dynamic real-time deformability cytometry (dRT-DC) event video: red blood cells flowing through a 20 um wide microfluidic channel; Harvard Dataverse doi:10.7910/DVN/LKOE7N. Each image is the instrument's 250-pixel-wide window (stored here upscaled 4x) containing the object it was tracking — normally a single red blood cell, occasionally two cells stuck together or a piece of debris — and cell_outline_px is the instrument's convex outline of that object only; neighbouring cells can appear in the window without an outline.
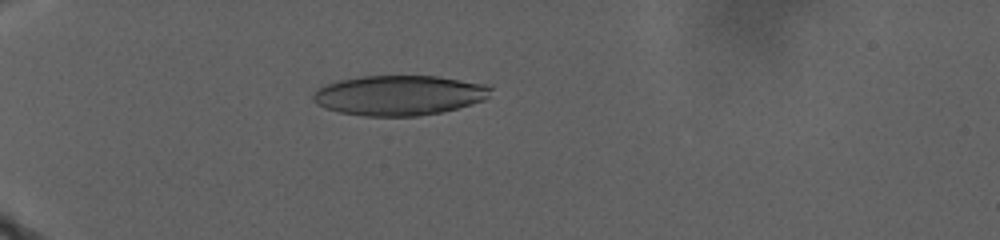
{"species": "human", "species_latin": "Homo sapiens", "temperature_condition": "warm", "stored_images_in_passage": 54, "camera_frame_rate_fps": 3000, "um_per_image_px": 0.085, "donor": {"sex": "male"}, "frame": {"image": 1, "passage_image": 16, "time_ms": 10.667, "image_size_px": [1000, 240], "cell_outline_px": [[492, 88], [488, 96], [484, 100], [472, 104], [440, 112], [420, 116], [364, 116], [340, 112], [324, 108], [316, 104], [312, 100], [312, 96], [320, 88], [328, 84], [340, 80], [360, 76], [436, 76], [484, 84]], "centroid_in_image_um": [33.91, 8.1], "position_along_channel_um": 51.1, "area_um2": 41.15}}
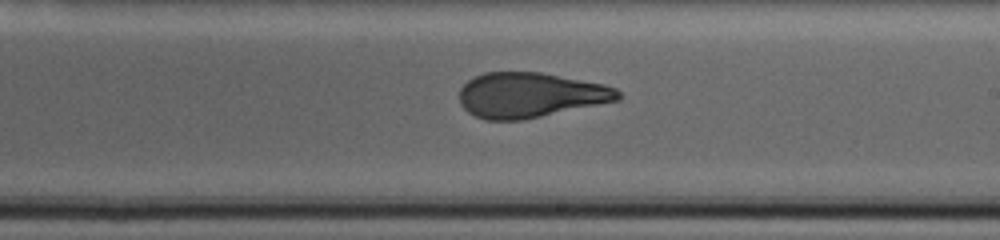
{"frame": {"image": 2, "passage_image": 28, "time_ms": 21.667, "image_size_px": [1000, 240], "cell_outline_px": [[620, 100], [524, 120], [484, 120], [468, 112], [460, 104], [460, 88], [472, 76], [484, 72], [540, 72], [604, 84], [616, 88], [620, 92]], "centroid_in_image_um": [45.05, 8.08], "position_along_channel_um": 243.9, "area_um2": 41.85}}
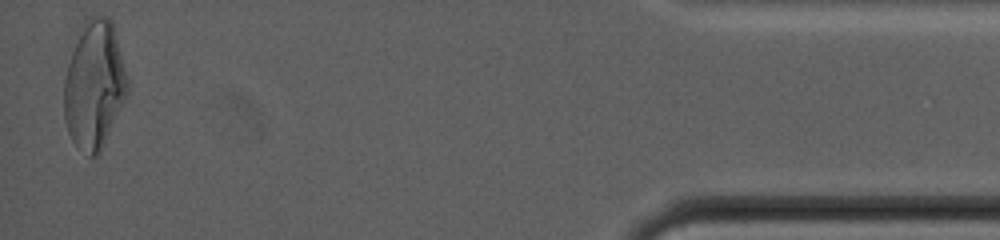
{"frame": {"image": 3, "passage_image": 53, "time_ms": 33.333, "image_size_px": [1000, 240], "cell_outline_px": [[128, 92], [104, 144], [100, 152], [96, 156], [88, 156], [76, 148], [68, 132], [64, 120], [64, 80], [76, 32], [80, 24], [88, 16], [96, 12], [108, 16], [112, 20], [128, 80]], "centroid_in_image_um": [7.99, 7.16], "position_along_channel_um": 427.2, "area_um2": 47.97}, "authors_computed_cell_mechanics": {"area_um2": 43.061, "velocity_mm_per_s": 2.1276, "shape_relaxation_time_tau1_ms": null, "shape_relaxation_time_tau2_ms": 2.1448, "deformation_change_tau1": null, "deformation_change_tau2": 0.0881}}